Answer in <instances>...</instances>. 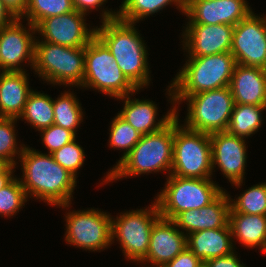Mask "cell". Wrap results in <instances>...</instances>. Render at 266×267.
<instances>
[{
    "instance_id": "f1b7e54d",
    "label": "cell",
    "mask_w": 266,
    "mask_h": 267,
    "mask_svg": "<svg viewBox=\"0 0 266 267\" xmlns=\"http://www.w3.org/2000/svg\"><path fill=\"white\" fill-rule=\"evenodd\" d=\"M75 11L73 0H28L20 19L36 26L41 20Z\"/></svg>"
},
{
    "instance_id": "603a6c76",
    "label": "cell",
    "mask_w": 266,
    "mask_h": 267,
    "mask_svg": "<svg viewBox=\"0 0 266 267\" xmlns=\"http://www.w3.org/2000/svg\"><path fill=\"white\" fill-rule=\"evenodd\" d=\"M235 242L229 223L218 229H205L187 235V247L202 261L231 253Z\"/></svg>"
},
{
    "instance_id": "1f68e13d",
    "label": "cell",
    "mask_w": 266,
    "mask_h": 267,
    "mask_svg": "<svg viewBox=\"0 0 266 267\" xmlns=\"http://www.w3.org/2000/svg\"><path fill=\"white\" fill-rule=\"evenodd\" d=\"M17 120V118L0 117V159L13 166L19 164L17 158L21 156L25 147L24 144H20L18 147L16 143L15 123ZM15 156L17 157L16 160Z\"/></svg>"
},
{
    "instance_id": "60d3db41",
    "label": "cell",
    "mask_w": 266,
    "mask_h": 267,
    "mask_svg": "<svg viewBox=\"0 0 266 267\" xmlns=\"http://www.w3.org/2000/svg\"><path fill=\"white\" fill-rule=\"evenodd\" d=\"M14 168L16 169L15 166L10 165L2 174H0V190L14 178Z\"/></svg>"
},
{
    "instance_id": "8992f818",
    "label": "cell",
    "mask_w": 266,
    "mask_h": 267,
    "mask_svg": "<svg viewBox=\"0 0 266 267\" xmlns=\"http://www.w3.org/2000/svg\"><path fill=\"white\" fill-rule=\"evenodd\" d=\"M35 74L55 85L81 87L85 72V47H66L46 41H35Z\"/></svg>"
},
{
    "instance_id": "74e56055",
    "label": "cell",
    "mask_w": 266,
    "mask_h": 267,
    "mask_svg": "<svg viewBox=\"0 0 266 267\" xmlns=\"http://www.w3.org/2000/svg\"><path fill=\"white\" fill-rule=\"evenodd\" d=\"M234 251L218 258L209 259L205 263L208 267H246L240 263V258H237Z\"/></svg>"
},
{
    "instance_id": "f6af8a7d",
    "label": "cell",
    "mask_w": 266,
    "mask_h": 267,
    "mask_svg": "<svg viewBox=\"0 0 266 267\" xmlns=\"http://www.w3.org/2000/svg\"><path fill=\"white\" fill-rule=\"evenodd\" d=\"M263 20H264V22H265V25H266V16H264V17H263Z\"/></svg>"
},
{
    "instance_id": "ac0fdd59",
    "label": "cell",
    "mask_w": 266,
    "mask_h": 267,
    "mask_svg": "<svg viewBox=\"0 0 266 267\" xmlns=\"http://www.w3.org/2000/svg\"><path fill=\"white\" fill-rule=\"evenodd\" d=\"M186 247L187 235L172 220L160 217L152 226L148 253L141 263L163 267Z\"/></svg>"
},
{
    "instance_id": "9c48e42d",
    "label": "cell",
    "mask_w": 266,
    "mask_h": 267,
    "mask_svg": "<svg viewBox=\"0 0 266 267\" xmlns=\"http://www.w3.org/2000/svg\"><path fill=\"white\" fill-rule=\"evenodd\" d=\"M92 88L116 99L137 89L124 75L106 45L95 36L85 46V72L80 88Z\"/></svg>"
},
{
    "instance_id": "7c38bea8",
    "label": "cell",
    "mask_w": 266,
    "mask_h": 267,
    "mask_svg": "<svg viewBox=\"0 0 266 267\" xmlns=\"http://www.w3.org/2000/svg\"><path fill=\"white\" fill-rule=\"evenodd\" d=\"M263 16L251 11L234 26L230 53L236 64L266 70V25Z\"/></svg>"
},
{
    "instance_id": "7a4b0ae2",
    "label": "cell",
    "mask_w": 266,
    "mask_h": 267,
    "mask_svg": "<svg viewBox=\"0 0 266 267\" xmlns=\"http://www.w3.org/2000/svg\"><path fill=\"white\" fill-rule=\"evenodd\" d=\"M101 23L96 27V36L110 50L121 71L137 89L148 86L151 81L148 50L135 23L119 18Z\"/></svg>"
},
{
    "instance_id": "5b68a950",
    "label": "cell",
    "mask_w": 266,
    "mask_h": 267,
    "mask_svg": "<svg viewBox=\"0 0 266 267\" xmlns=\"http://www.w3.org/2000/svg\"><path fill=\"white\" fill-rule=\"evenodd\" d=\"M187 58L182 69L171 81L172 95H193L230 85L236 65L230 52Z\"/></svg>"
},
{
    "instance_id": "83f0119b",
    "label": "cell",
    "mask_w": 266,
    "mask_h": 267,
    "mask_svg": "<svg viewBox=\"0 0 266 267\" xmlns=\"http://www.w3.org/2000/svg\"><path fill=\"white\" fill-rule=\"evenodd\" d=\"M60 96V97H59ZM53 100L54 123L62 128L69 129L77 134V127L83 122V109L71 91H64Z\"/></svg>"
},
{
    "instance_id": "f546056e",
    "label": "cell",
    "mask_w": 266,
    "mask_h": 267,
    "mask_svg": "<svg viewBox=\"0 0 266 267\" xmlns=\"http://www.w3.org/2000/svg\"><path fill=\"white\" fill-rule=\"evenodd\" d=\"M109 126V147L123 150L122 157L116 162V165L133 149L141 140L142 134L136 131L127 121L117 114Z\"/></svg>"
},
{
    "instance_id": "d590c367",
    "label": "cell",
    "mask_w": 266,
    "mask_h": 267,
    "mask_svg": "<svg viewBox=\"0 0 266 267\" xmlns=\"http://www.w3.org/2000/svg\"><path fill=\"white\" fill-rule=\"evenodd\" d=\"M107 0H73V5H74V8L76 11L80 12V13H83V14H86L89 13V11L92 12V9L94 10H97L98 8L100 9L101 7V22H106L108 20H113V19H116L118 18V10L115 12L112 11H109L105 9L102 10V6L103 4H105Z\"/></svg>"
},
{
    "instance_id": "d4e9b609",
    "label": "cell",
    "mask_w": 266,
    "mask_h": 267,
    "mask_svg": "<svg viewBox=\"0 0 266 267\" xmlns=\"http://www.w3.org/2000/svg\"><path fill=\"white\" fill-rule=\"evenodd\" d=\"M263 110L266 106L235 103L226 131L235 136L250 137L261 128Z\"/></svg>"
},
{
    "instance_id": "484cf974",
    "label": "cell",
    "mask_w": 266,
    "mask_h": 267,
    "mask_svg": "<svg viewBox=\"0 0 266 267\" xmlns=\"http://www.w3.org/2000/svg\"><path fill=\"white\" fill-rule=\"evenodd\" d=\"M20 118L38 131L48 128L54 123L53 98L48 94L33 90L18 120Z\"/></svg>"
},
{
    "instance_id": "e575fe53",
    "label": "cell",
    "mask_w": 266,
    "mask_h": 267,
    "mask_svg": "<svg viewBox=\"0 0 266 267\" xmlns=\"http://www.w3.org/2000/svg\"><path fill=\"white\" fill-rule=\"evenodd\" d=\"M40 133L43 141L42 143H44L45 148L49 150V154H52L54 151L76 139V134L73 131L55 124L40 130Z\"/></svg>"
},
{
    "instance_id": "ffe728a7",
    "label": "cell",
    "mask_w": 266,
    "mask_h": 267,
    "mask_svg": "<svg viewBox=\"0 0 266 267\" xmlns=\"http://www.w3.org/2000/svg\"><path fill=\"white\" fill-rule=\"evenodd\" d=\"M130 97L129 94L118 98L124 101V106L118 114L142 135L163 129L176 117V107H173L163 118L157 120V115H159L157 104L152 100L131 99Z\"/></svg>"
},
{
    "instance_id": "7bdbcfd3",
    "label": "cell",
    "mask_w": 266,
    "mask_h": 267,
    "mask_svg": "<svg viewBox=\"0 0 266 267\" xmlns=\"http://www.w3.org/2000/svg\"><path fill=\"white\" fill-rule=\"evenodd\" d=\"M182 1V3L184 4V6L187 4V3H189L191 0H181Z\"/></svg>"
},
{
    "instance_id": "52a82bcc",
    "label": "cell",
    "mask_w": 266,
    "mask_h": 267,
    "mask_svg": "<svg viewBox=\"0 0 266 267\" xmlns=\"http://www.w3.org/2000/svg\"><path fill=\"white\" fill-rule=\"evenodd\" d=\"M178 111L177 107L171 175L182 178H211L215 170H212L210 134L181 125Z\"/></svg>"
},
{
    "instance_id": "8fae6325",
    "label": "cell",
    "mask_w": 266,
    "mask_h": 267,
    "mask_svg": "<svg viewBox=\"0 0 266 267\" xmlns=\"http://www.w3.org/2000/svg\"><path fill=\"white\" fill-rule=\"evenodd\" d=\"M94 208L65 214V241L84 250L101 251L112 243V217Z\"/></svg>"
},
{
    "instance_id": "ee69618b",
    "label": "cell",
    "mask_w": 266,
    "mask_h": 267,
    "mask_svg": "<svg viewBox=\"0 0 266 267\" xmlns=\"http://www.w3.org/2000/svg\"><path fill=\"white\" fill-rule=\"evenodd\" d=\"M198 267H208L205 262H202Z\"/></svg>"
},
{
    "instance_id": "ab89813d",
    "label": "cell",
    "mask_w": 266,
    "mask_h": 267,
    "mask_svg": "<svg viewBox=\"0 0 266 267\" xmlns=\"http://www.w3.org/2000/svg\"><path fill=\"white\" fill-rule=\"evenodd\" d=\"M17 17L9 10L5 3L0 0V30L12 22H14Z\"/></svg>"
},
{
    "instance_id": "f35d334b",
    "label": "cell",
    "mask_w": 266,
    "mask_h": 267,
    "mask_svg": "<svg viewBox=\"0 0 266 267\" xmlns=\"http://www.w3.org/2000/svg\"><path fill=\"white\" fill-rule=\"evenodd\" d=\"M2 1L17 18H20L24 14L28 3V0H2Z\"/></svg>"
},
{
    "instance_id": "9a60e30c",
    "label": "cell",
    "mask_w": 266,
    "mask_h": 267,
    "mask_svg": "<svg viewBox=\"0 0 266 267\" xmlns=\"http://www.w3.org/2000/svg\"><path fill=\"white\" fill-rule=\"evenodd\" d=\"M212 170L216 165L231 184L242 186L247 161L246 139L228 131L210 134Z\"/></svg>"
},
{
    "instance_id": "44dd1931",
    "label": "cell",
    "mask_w": 266,
    "mask_h": 267,
    "mask_svg": "<svg viewBox=\"0 0 266 267\" xmlns=\"http://www.w3.org/2000/svg\"><path fill=\"white\" fill-rule=\"evenodd\" d=\"M234 103L266 106V70L236 64L230 81Z\"/></svg>"
},
{
    "instance_id": "4fadbf2b",
    "label": "cell",
    "mask_w": 266,
    "mask_h": 267,
    "mask_svg": "<svg viewBox=\"0 0 266 267\" xmlns=\"http://www.w3.org/2000/svg\"><path fill=\"white\" fill-rule=\"evenodd\" d=\"M85 16L75 10L41 20L35 28L36 33L43 37L36 41L74 48L85 47L96 36V27L88 29Z\"/></svg>"
},
{
    "instance_id": "d6986e66",
    "label": "cell",
    "mask_w": 266,
    "mask_h": 267,
    "mask_svg": "<svg viewBox=\"0 0 266 267\" xmlns=\"http://www.w3.org/2000/svg\"><path fill=\"white\" fill-rule=\"evenodd\" d=\"M229 211L230 194L224 190L209 205L201 209L183 211L177 214L172 221L188 235L200 230L225 227L229 223Z\"/></svg>"
},
{
    "instance_id": "ba28073f",
    "label": "cell",
    "mask_w": 266,
    "mask_h": 267,
    "mask_svg": "<svg viewBox=\"0 0 266 267\" xmlns=\"http://www.w3.org/2000/svg\"><path fill=\"white\" fill-rule=\"evenodd\" d=\"M167 176L165 187L154 199L160 216L168 220L183 211L209 205L225 190L212 178H182L171 174Z\"/></svg>"
},
{
    "instance_id": "30bf717a",
    "label": "cell",
    "mask_w": 266,
    "mask_h": 267,
    "mask_svg": "<svg viewBox=\"0 0 266 267\" xmlns=\"http://www.w3.org/2000/svg\"><path fill=\"white\" fill-rule=\"evenodd\" d=\"M158 206L154 201L145 209L121 212L112 217V242H120L125 258L141 263L148 253L152 226L160 218Z\"/></svg>"
},
{
    "instance_id": "836d02e7",
    "label": "cell",
    "mask_w": 266,
    "mask_h": 267,
    "mask_svg": "<svg viewBox=\"0 0 266 267\" xmlns=\"http://www.w3.org/2000/svg\"><path fill=\"white\" fill-rule=\"evenodd\" d=\"M51 155L57 163L75 178L86 158L83 148L76 142V139L54 151Z\"/></svg>"
},
{
    "instance_id": "b9f144b4",
    "label": "cell",
    "mask_w": 266,
    "mask_h": 267,
    "mask_svg": "<svg viewBox=\"0 0 266 267\" xmlns=\"http://www.w3.org/2000/svg\"><path fill=\"white\" fill-rule=\"evenodd\" d=\"M9 166L10 164L7 161L0 159V174H2Z\"/></svg>"
},
{
    "instance_id": "7402d4cb",
    "label": "cell",
    "mask_w": 266,
    "mask_h": 267,
    "mask_svg": "<svg viewBox=\"0 0 266 267\" xmlns=\"http://www.w3.org/2000/svg\"><path fill=\"white\" fill-rule=\"evenodd\" d=\"M27 71H0V117L19 118L28 96L33 91L29 86Z\"/></svg>"
},
{
    "instance_id": "3957f363",
    "label": "cell",
    "mask_w": 266,
    "mask_h": 267,
    "mask_svg": "<svg viewBox=\"0 0 266 267\" xmlns=\"http://www.w3.org/2000/svg\"><path fill=\"white\" fill-rule=\"evenodd\" d=\"M174 119L163 129L143 135L133 149L107 172L103 182L109 183L142 174L167 171L173 162Z\"/></svg>"
},
{
    "instance_id": "5bb4252c",
    "label": "cell",
    "mask_w": 266,
    "mask_h": 267,
    "mask_svg": "<svg viewBox=\"0 0 266 267\" xmlns=\"http://www.w3.org/2000/svg\"><path fill=\"white\" fill-rule=\"evenodd\" d=\"M26 26L17 18L0 30V71H26L24 61L33 68L36 28L29 22Z\"/></svg>"
},
{
    "instance_id": "d6a6232c",
    "label": "cell",
    "mask_w": 266,
    "mask_h": 267,
    "mask_svg": "<svg viewBox=\"0 0 266 267\" xmlns=\"http://www.w3.org/2000/svg\"><path fill=\"white\" fill-rule=\"evenodd\" d=\"M25 193L19 178L16 176L0 190V215L5 217L15 216L27 202Z\"/></svg>"
},
{
    "instance_id": "e0dca14e",
    "label": "cell",
    "mask_w": 266,
    "mask_h": 267,
    "mask_svg": "<svg viewBox=\"0 0 266 267\" xmlns=\"http://www.w3.org/2000/svg\"><path fill=\"white\" fill-rule=\"evenodd\" d=\"M252 8L246 0H191L185 5L187 23L237 25Z\"/></svg>"
},
{
    "instance_id": "cb8c5ba5",
    "label": "cell",
    "mask_w": 266,
    "mask_h": 267,
    "mask_svg": "<svg viewBox=\"0 0 266 267\" xmlns=\"http://www.w3.org/2000/svg\"><path fill=\"white\" fill-rule=\"evenodd\" d=\"M232 238L244 247L260 248L266 254V215L229 212Z\"/></svg>"
},
{
    "instance_id": "4316f807",
    "label": "cell",
    "mask_w": 266,
    "mask_h": 267,
    "mask_svg": "<svg viewBox=\"0 0 266 267\" xmlns=\"http://www.w3.org/2000/svg\"><path fill=\"white\" fill-rule=\"evenodd\" d=\"M173 3L178 8L177 10H181L182 14L185 12V6L181 0H123L119 6L118 18L136 24Z\"/></svg>"
},
{
    "instance_id": "2e32d148",
    "label": "cell",
    "mask_w": 266,
    "mask_h": 267,
    "mask_svg": "<svg viewBox=\"0 0 266 267\" xmlns=\"http://www.w3.org/2000/svg\"><path fill=\"white\" fill-rule=\"evenodd\" d=\"M183 30L181 42L188 57L209 56L231 50L233 25L187 23Z\"/></svg>"
},
{
    "instance_id": "277c9868",
    "label": "cell",
    "mask_w": 266,
    "mask_h": 267,
    "mask_svg": "<svg viewBox=\"0 0 266 267\" xmlns=\"http://www.w3.org/2000/svg\"><path fill=\"white\" fill-rule=\"evenodd\" d=\"M166 90L172 107L187 101L186 128L207 134L227 130L235 104L229 86L193 95H172V84Z\"/></svg>"
},
{
    "instance_id": "4dcf8cb0",
    "label": "cell",
    "mask_w": 266,
    "mask_h": 267,
    "mask_svg": "<svg viewBox=\"0 0 266 267\" xmlns=\"http://www.w3.org/2000/svg\"><path fill=\"white\" fill-rule=\"evenodd\" d=\"M229 212L266 215V183L249 187L236 199L230 197Z\"/></svg>"
},
{
    "instance_id": "8d00e7d4",
    "label": "cell",
    "mask_w": 266,
    "mask_h": 267,
    "mask_svg": "<svg viewBox=\"0 0 266 267\" xmlns=\"http://www.w3.org/2000/svg\"><path fill=\"white\" fill-rule=\"evenodd\" d=\"M202 261L186 247L173 260L166 263L163 267H198Z\"/></svg>"
},
{
    "instance_id": "6da1fadb",
    "label": "cell",
    "mask_w": 266,
    "mask_h": 267,
    "mask_svg": "<svg viewBox=\"0 0 266 267\" xmlns=\"http://www.w3.org/2000/svg\"><path fill=\"white\" fill-rule=\"evenodd\" d=\"M23 175L19 178L29 199L44 200L47 204L69 209L77 181L57 163L51 154L25 146L18 159Z\"/></svg>"
}]
</instances>
